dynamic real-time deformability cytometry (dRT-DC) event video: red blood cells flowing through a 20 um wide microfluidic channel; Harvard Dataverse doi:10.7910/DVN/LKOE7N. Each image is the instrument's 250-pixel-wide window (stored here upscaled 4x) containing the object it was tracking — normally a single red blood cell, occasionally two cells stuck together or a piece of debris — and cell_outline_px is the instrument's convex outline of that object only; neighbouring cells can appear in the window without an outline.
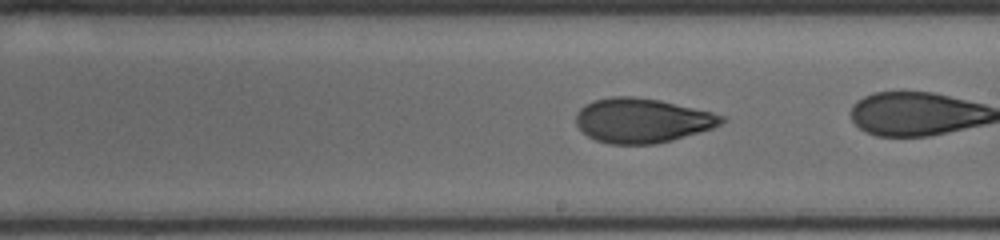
{"species": "human", "species_latin": "Homo sapiens", "temperature_condition": "cold", "stored_images_in_passage": 40, "camera_frame_rate_fps": 3000, "um_per_image_px": 0.085, "donor": {"sex": "male"}, "frame": {"image": 1, "passage_image": 23, "time_ms": 12.0, "image_size_px": [1000, 240], "cell_outline_px": [[724, 120], [720, 124], [712, 128], [672, 140], [656, 144], [608, 144], [596, 140], [588, 136], [576, 124], [576, 112], [584, 104], [592, 100], [612, 96], [632, 96], [660, 100], [712, 112], [724, 116]], "centroid_in_image_um": [54.54, 10.23], "position_along_channel_um": 234.5, "area_um2": 37.74}, "authors_computed_cell_mechanics": {"area_um2": 38.6682, "velocity_mm_per_s": 3.7168, "shape_relaxation_time_tau1_ms": 4.2269, "shape_relaxation_time_tau2_ms": 1.9794, "deformation_change_tau1": 0.1802, "deformation_change_tau2": 0.079}}